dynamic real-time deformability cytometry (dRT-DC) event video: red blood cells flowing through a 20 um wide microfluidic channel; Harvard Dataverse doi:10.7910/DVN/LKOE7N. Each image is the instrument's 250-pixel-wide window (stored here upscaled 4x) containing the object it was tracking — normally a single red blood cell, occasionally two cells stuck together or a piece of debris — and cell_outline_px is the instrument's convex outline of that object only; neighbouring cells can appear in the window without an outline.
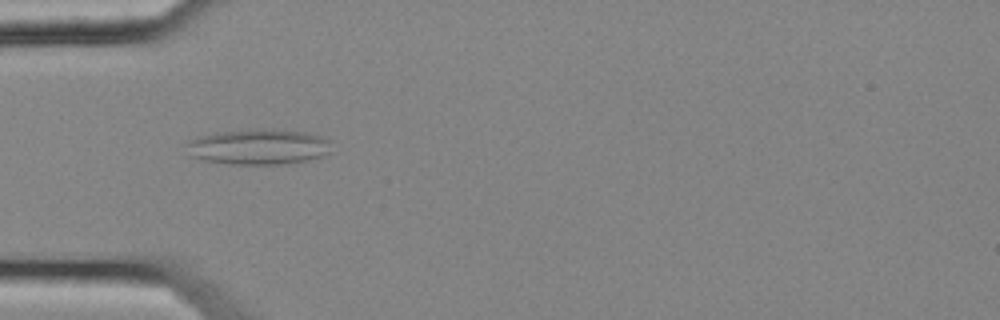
{"species": "common noctule bat (a hibernating species)", "species_latin": "Nyctalus noctula", "temperature_condition": "cold", "stored_images_in_passage": 55, "camera_frame_rate_fps": 3000, "um_per_image_px": 0.085, "animal": {"sex": "female", "body_mass_g": 25.1}, "frame": {"image": 1, "passage_image": 17, "time_ms": 5.333, "image_size_px": [1000, 320], "cell_outline_px": [[328, 152], [320, 156], [308, 160], [288, 164], [228, 164], [200, 160], [188, 156], [184, 144], [188, 140], [200, 136], [220, 132], [272, 128], [304, 132], [320, 136], [328, 140]], "centroid_in_image_um": [21.87, 12.49], "position_along_channel_um": 63.1, "area_um2": 30.11}}
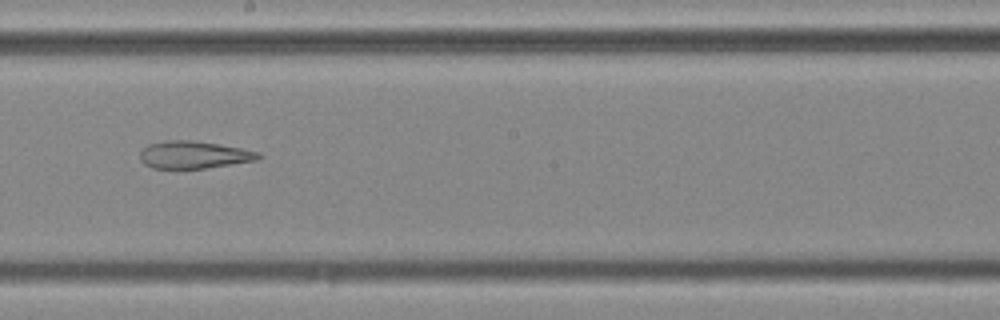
{"frame": {"image": 2, "passage_image": 31, "time_ms": 10.0, "image_size_px": [1000, 320], "cell_outline_px": [[264, 156], [256, 160], [204, 168], [152, 168], [144, 164], [140, 160], [140, 152], [148, 144], [168, 140], [188, 140], [220, 144], [260, 152]], "centroid_in_image_um": [16.47, 13.15], "position_along_channel_um": 231.7, "area_um2": 18.79}}
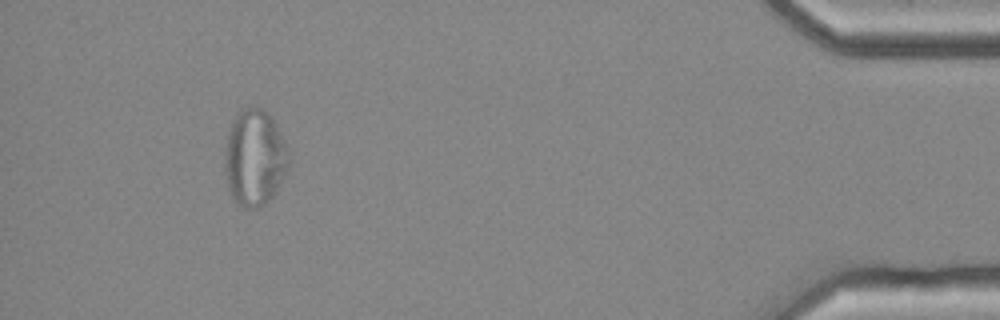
{"frame": {"image": 3, "passage_image": 51, "time_ms": 16.667, "image_size_px": [1000, 320], "cell_outline_px": [[288, 164], [272, 196], [264, 204], [256, 208], [244, 208], [232, 196], [228, 188], [224, 172], [224, 156], [228, 136], [232, 120], [244, 108], [260, 108], [272, 116], [288, 148]], "centroid_in_image_um": [21.62, 13.4], "position_along_channel_um": 413.6, "area_um2": 35.32}}